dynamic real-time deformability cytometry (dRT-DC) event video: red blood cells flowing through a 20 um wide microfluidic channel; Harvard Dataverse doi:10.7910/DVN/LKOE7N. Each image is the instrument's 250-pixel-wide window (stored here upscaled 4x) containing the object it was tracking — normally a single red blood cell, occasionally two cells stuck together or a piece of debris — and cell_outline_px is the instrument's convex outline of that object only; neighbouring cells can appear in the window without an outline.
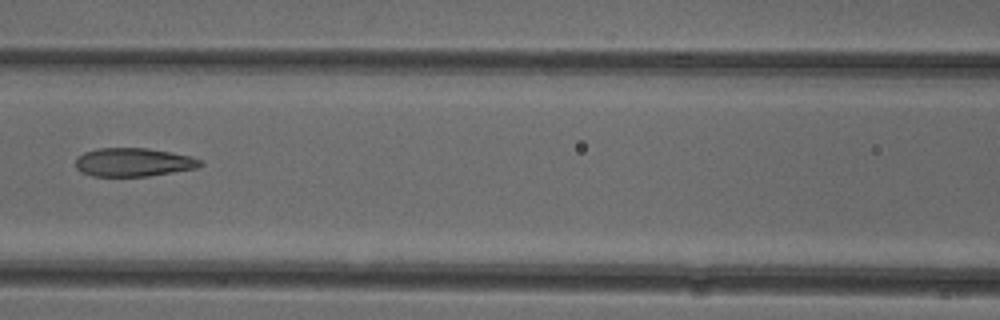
{"species": "common noctule bat (a hibernating species)", "species_latin": "Nyctalus noctula", "temperature_condition": "cold", "stored_images_in_passage": 9, "camera_frame_rate_fps": 3000, "um_per_image_px": 0.085, "animal": {"sex": "female"}, "frame": {"image": 1, "passage_image": 8, "time_ms": 9.0, "image_size_px": [1000, 320], "cell_outline_px": [[204, 164], [196, 168], [148, 176], [92, 176], [80, 172], [76, 168], [76, 156], [84, 152], [96, 148], [148, 148], [172, 152], [188, 156], [200, 160]], "centroid_in_image_um": [11.29, 13.78], "position_along_channel_um": 155.3, "area_um2": 20.75}}
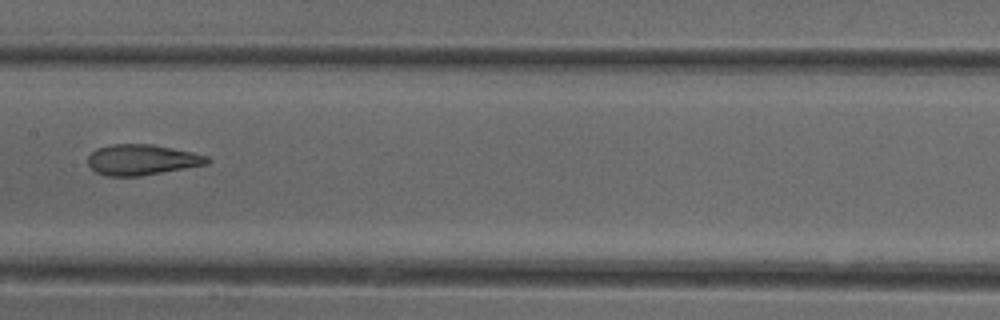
{"frame": {"image": 2, "passage_image": 9, "time_ms": 10.0, "image_size_px": [1000, 320], "cell_outline_px": [[212, 160], [208, 164], [140, 176], [108, 176], [96, 172], [88, 164], [88, 156], [96, 148], [112, 144], [152, 144], [192, 152], [208, 156]], "centroid_in_image_um": [12.07, 13.57], "position_along_channel_um": 195.3, "area_um2": 21.27}}